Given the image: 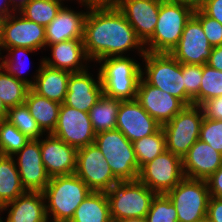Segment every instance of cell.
<instances>
[{
	"instance_id": "obj_1",
	"label": "cell",
	"mask_w": 222,
	"mask_h": 222,
	"mask_svg": "<svg viewBox=\"0 0 222 222\" xmlns=\"http://www.w3.org/2000/svg\"><path fill=\"white\" fill-rule=\"evenodd\" d=\"M83 44L88 58L94 62L107 57L125 56L137 50L139 57L145 47L135 30L116 6L89 8L84 21Z\"/></svg>"
},
{
	"instance_id": "obj_2",
	"label": "cell",
	"mask_w": 222,
	"mask_h": 222,
	"mask_svg": "<svg viewBox=\"0 0 222 222\" xmlns=\"http://www.w3.org/2000/svg\"><path fill=\"white\" fill-rule=\"evenodd\" d=\"M195 7L183 0H160L153 36L144 44L146 52L170 53L179 42Z\"/></svg>"
},
{
	"instance_id": "obj_3",
	"label": "cell",
	"mask_w": 222,
	"mask_h": 222,
	"mask_svg": "<svg viewBox=\"0 0 222 222\" xmlns=\"http://www.w3.org/2000/svg\"><path fill=\"white\" fill-rule=\"evenodd\" d=\"M91 192L76 174L50 178L43 191L49 222H70L78 206Z\"/></svg>"
},
{
	"instance_id": "obj_4",
	"label": "cell",
	"mask_w": 222,
	"mask_h": 222,
	"mask_svg": "<svg viewBox=\"0 0 222 222\" xmlns=\"http://www.w3.org/2000/svg\"><path fill=\"white\" fill-rule=\"evenodd\" d=\"M103 94L121 101L136 99L142 65L133 57H107L98 61Z\"/></svg>"
},
{
	"instance_id": "obj_5",
	"label": "cell",
	"mask_w": 222,
	"mask_h": 222,
	"mask_svg": "<svg viewBox=\"0 0 222 222\" xmlns=\"http://www.w3.org/2000/svg\"><path fill=\"white\" fill-rule=\"evenodd\" d=\"M145 67L141 77L150 85L178 98L185 106L193 105V99L185 92L182 64L170 53L145 52Z\"/></svg>"
},
{
	"instance_id": "obj_6",
	"label": "cell",
	"mask_w": 222,
	"mask_h": 222,
	"mask_svg": "<svg viewBox=\"0 0 222 222\" xmlns=\"http://www.w3.org/2000/svg\"><path fill=\"white\" fill-rule=\"evenodd\" d=\"M94 144L101 150L113 175L119 181L138 180L140 170L133 143L120 130L97 133Z\"/></svg>"
},
{
	"instance_id": "obj_7",
	"label": "cell",
	"mask_w": 222,
	"mask_h": 222,
	"mask_svg": "<svg viewBox=\"0 0 222 222\" xmlns=\"http://www.w3.org/2000/svg\"><path fill=\"white\" fill-rule=\"evenodd\" d=\"M111 218H146L156 193L139 180L119 181L106 192Z\"/></svg>"
},
{
	"instance_id": "obj_8",
	"label": "cell",
	"mask_w": 222,
	"mask_h": 222,
	"mask_svg": "<svg viewBox=\"0 0 222 222\" xmlns=\"http://www.w3.org/2000/svg\"><path fill=\"white\" fill-rule=\"evenodd\" d=\"M166 195L176 208L178 222H205L210 192L206 180L184 177Z\"/></svg>"
},
{
	"instance_id": "obj_9",
	"label": "cell",
	"mask_w": 222,
	"mask_h": 222,
	"mask_svg": "<svg viewBox=\"0 0 222 222\" xmlns=\"http://www.w3.org/2000/svg\"><path fill=\"white\" fill-rule=\"evenodd\" d=\"M203 118L200 106H185L170 122L161 126L165 134L167 151L183 158L199 139Z\"/></svg>"
},
{
	"instance_id": "obj_10",
	"label": "cell",
	"mask_w": 222,
	"mask_h": 222,
	"mask_svg": "<svg viewBox=\"0 0 222 222\" xmlns=\"http://www.w3.org/2000/svg\"><path fill=\"white\" fill-rule=\"evenodd\" d=\"M184 177L182 158L166 150L140 169L138 180L156 194H166Z\"/></svg>"
},
{
	"instance_id": "obj_11",
	"label": "cell",
	"mask_w": 222,
	"mask_h": 222,
	"mask_svg": "<svg viewBox=\"0 0 222 222\" xmlns=\"http://www.w3.org/2000/svg\"><path fill=\"white\" fill-rule=\"evenodd\" d=\"M74 174L95 192H107L119 182L95 144L77 149Z\"/></svg>"
},
{
	"instance_id": "obj_12",
	"label": "cell",
	"mask_w": 222,
	"mask_h": 222,
	"mask_svg": "<svg viewBox=\"0 0 222 222\" xmlns=\"http://www.w3.org/2000/svg\"><path fill=\"white\" fill-rule=\"evenodd\" d=\"M76 149L94 144L89 113L61 104L56 127L51 133Z\"/></svg>"
},
{
	"instance_id": "obj_13",
	"label": "cell",
	"mask_w": 222,
	"mask_h": 222,
	"mask_svg": "<svg viewBox=\"0 0 222 222\" xmlns=\"http://www.w3.org/2000/svg\"><path fill=\"white\" fill-rule=\"evenodd\" d=\"M12 47L46 48L45 27L29 21L18 12L5 18L0 38V53Z\"/></svg>"
},
{
	"instance_id": "obj_14",
	"label": "cell",
	"mask_w": 222,
	"mask_h": 222,
	"mask_svg": "<svg viewBox=\"0 0 222 222\" xmlns=\"http://www.w3.org/2000/svg\"><path fill=\"white\" fill-rule=\"evenodd\" d=\"M212 46L204 34L201 22L193 15L186 23L177 45L170 54L181 64H207Z\"/></svg>"
},
{
	"instance_id": "obj_15",
	"label": "cell",
	"mask_w": 222,
	"mask_h": 222,
	"mask_svg": "<svg viewBox=\"0 0 222 222\" xmlns=\"http://www.w3.org/2000/svg\"><path fill=\"white\" fill-rule=\"evenodd\" d=\"M13 157L23 188L30 192H43L50 177L42 163L40 139L29 140Z\"/></svg>"
},
{
	"instance_id": "obj_16",
	"label": "cell",
	"mask_w": 222,
	"mask_h": 222,
	"mask_svg": "<svg viewBox=\"0 0 222 222\" xmlns=\"http://www.w3.org/2000/svg\"><path fill=\"white\" fill-rule=\"evenodd\" d=\"M161 125L134 100L120 102L116 129L120 130L130 142L156 133Z\"/></svg>"
},
{
	"instance_id": "obj_17",
	"label": "cell",
	"mask_w": 222,
	"mask_h": 222,
	"mask_svg": "<svg viewBox=\"0 0 222 222\" xmlns=\"http://www.w3.org/2000/svg\"><path fill=\"white\" fill-rule=\"evenodd\" d=\"M136 100L161 126L171 121L185 105L171 94L140 78Z\"/></svg>"
},
{
	"instance_id": "obj_18",
	"label": "cell",
	"mask_w": 222,
	"mask_h": 222,
	"mask_svg": "<svg viewBox=\"0 0 222 222\" xmlns=\"http://www.w3.org/2000/svg\"><path fill=\"white\" fill-rule=\"evenodd\" d=\"M44 137L40 138V151L42 163L49 177L74 174L77 149L51 133Z\"/></svg>"
},
{
	"instance_id": "obj_19",
	"label": "cell",
	"mask_w": 222,
	"mask_h": 222,
	"mask_svg": "<svg viewBox=\"0 0 222 222\" xmlns=\"http://www.w3.org/2000/svg\"><path fill=\"white\" fill-rule=\"evenodd\" d=\"M145 44L154 34L160 0H118L115 5Z\"/></svg>"
},
{
	"instance_id": "obj_20",
	"label": "cell",
	"mask_w": 222,
	"mask_h": 222,
	"mask_svg": "<svg viewBox=\"0 0 222 222\" xmlns=\"http://www.w3.org/2000/svg\"><path fill=\"white\" fill-rule=\"evenodd\" d=\"M88 72L86 69L70 74L64 101L65 105L87 113L103 95L100 73L96 80Z\"/></svg>"
},
{
	"instance_id": "obj_21",
	"label": "cell",
	"mask_w": 222,
	"mask_h": 222,
	"mask_svg": "<svg viewBox=\"0 0 222 222\" xmlns=\"http://www.w3.org/2000/svg\"><path fill=\"white\" fill-rule=\"evenodd\" d=\"M186 178L207 180L222 166V154L198 139L182 158Z\"/></svg>"
},
{
	"instance_id": "obj_22",
	"label": "cell",
	"mask_w": 222,
	"mask_h": 222,
	"mask_svg": "<svg viewBox=\"0 0 222 222\" xmlns=\"http://www.w3.org/2000/svg\"><path fill=\"white\" fill-rule=\"evenodd\" d=\"M47 47L52 50V58H42L45 65L70 73L88 69L89 66L87 63L91 60L86 54L83 39L65 40L60 43L48 45Z\"/></svg>"
},
{
	"instance_id": "obj_23",
	"label": "cell",
	"mask_w": 222,
	"mask_h": 222,
	"mask_svg": "<svg viewBox=\"0 0 222 222\" xmlns=\"http://www.w3.org/2000/svg\"><path fill=\"white\" fill-rule=\"evenodd\" d=\"M86 15L87 11H74L63 5L45 27L46 47L65 40L83 39Z\"/></svg>"
},
{
	"instance_id": "obj_24",
	"label": "cell",
	"mask_w": 222,
	"mask_h": 222,
	"mask_svg": "<svg viewBox=\"0 0 222 222\" xmlns=\"http://www.w3.org/2000/svg\"><path fill=\"white\" fill-rule=\"evenodd\" d=\"M1 209L8 211L4 222H49L43 192L26 191Z\"/></svg>"
},
{
	"instance_id": "obj_25",
	"label": "cell",
	"mask_w": 222,
	"mask_h": 222,
	"mask_svg": "<svg viewBox=\"0 0 222 222\" xmlns=\"http://www.w3.org/2000/svg\"><path fill=\"white\" fill-rule=\"evenodd\" d=\"M33 75V85L30 87L35 93L57 103H64L67 93L70 72L49 67L40 61L38 70Z\"/></svg>"
},
{
	"instance_id": "obj_26",
	"label": "cell",
	"mask_w": 222,
	"mask_h": 222,
	"mask_svg": "<svg viewBox=\"0 0 222 222\" xmlns=\"http://www.w3.org/2000/svg\"><path fill=\"white\" fill-rule=\"evenodd\" d=\"M25 104L41 130L47 134L52 133L57 124L61 104L35 93L31 88Z\"/></svg>"
},
{
	"instance_id": "obj_27",
	"label": "cell",
	"mask_w": 222,
	"mask_h": 222,
	"mask_svg": "<svg viewBox=\"0 0 222 222\" xmlns=\"http://www.w3.org/2000/svg\"><path fill=\"white\" fill-rule=\"evenodd\" d=\"M111 220L106 192L92 191L78 206L70 222H110Z\"/></svg>"
},
{
	"instance_id": "obj_28",
	"label": "cell",
	"mask_w": 222,
	"mask_h": 222,
	"mask_svg": "<svg viewBox=\"0 0 222 222\" xmlns=\"http://www.w3.org/2000/svg\"><path fill=\"white\" fill-rule=\"evenodd\" d=\"M25 192L15 158L0 155V207L12 202Z\"/></svg>"
},
{
	"instance_id": "obj_29",
	"label": "cell",
	"mask_w": 222,
	"mask_h": 222,
	"mask_svg": "<svg viewBox=\"0 0 222 222\" xmlns=\"http://www.w3.org/2000/svg\"><path fill=\"white\" fill-rule=\"evenodd\" d=\"M121 100L102 95L89 111L94 132L116 129V121Z\"/></svg>"
},
{
	"instance_id": "obj_30",
	"label": "cell",
	"mask_w": 222,
	"mask_h": 222,
	"mask_svg": "<svg viewBox=\"0 0 222 222\" xmlns=\"http://www.w3.org/2000/svg\"><path fill=\"white\" fill-rule=\"evenodd\" d=\"M30 86L0 66V99L7 109L25 104Z\"/></svg>"
},
{
	"instance_id": "obj_31",
	"label": "cell",
	"mask_w": 222,
	"mask_h": 222,
	"mask_svg": "<svg viewBox=\"0 0 222 222\" xmlns=\"http://www.w3.org/2000/svg\"><path fill=\"white\" fill-rule=\"evenodd\" d=\"M64 5L63 0H30L18 13L46 27Z\"/></svg>"
},
{
	"instance_id": "obj_32",
	"label": "cell",
	"mask_w": 222,
	"mask_h": 222,
	"mask_svg": "<svg viewBox=\"0 0 222 222\" xmlns=\"http://www.w3.org/2000/svg\"><path fill=\"white\" fill-rule=\"evenodd\" d=\"M133 143V148L138 161L139 170L166 149L165 134L162 127L154 134L138 139Z\"/></svg>"
},
{
	"instance_id": "obj_33",
	"label": "cell",
	"mask_w": 222,
	"mask_h": 222,
	"mask_svg": "<svg viewBox=\"0 0 222 222\" xmlns=\"http://www.w3.org/2000/svg\"><path fill=\"white\" fill-rule=\"evenodd\" d=\"M6 119L30 140H38L43 134L45 135L37 121L30 114L26 104L9 108Z\"/></svg>"
},
{
	"instance_id": "obj_34",
	"label": "cell",
	"mask_w": 222,
	"mask_h": 222,
	"mask_svg": "<svg viewBox=\"0 0 222 222\" xmlns=\"http://www.w3.org/2000/svg\"><path fill=\"white\" fill-rule=\"evenodd\" d=\"M29 140L7 119L0 121V155L13 157Z\"/></svg>"
},
{
	"instance_id": "obj_35",
	"label": "cell",
	"mask_w": 222,
	"mask_h": 222,
	"mask_svg": "<svg viewBox=\"0 0 222 222\" xmlns=\"http://www.w3.org/2000/svg\"><path fill=\"white\" fill-rule=\"evenodd\" d=\"M4 51H7L8 53L5 56H3L2 54L0 55V61H1L0 66L8 74L13 75L16 79L25 82L31 87L33 85V80H31L30 78L28 79L27 77H24V75L22 77V74H24L23 70H25V67H26V65L25 67L23 66L25 64L23 63L24 62L23 57L28 55V52L35 53L37 52V50L31 49V48H23V47H12V48H7Z\"/></svg>"
},
{
	"instance_id": "obj_36",
	"label": "cell",
	"mask_w": 222,
	"mask_h": 222,
	"mask_svg": "<svg viewBox=\"0 0 222 222\" xmlns=\"http://www.w3.org/2000/svg\"><path fill=\"white\" fill-rule=\"evenodd\" d=\"M222 96V71L202 65V80L199 89V106L207 101Z\"/></svg>"
},
{
	"instance_id": "obj_37",
	"label": "cell",
	"mask_w": 222,
	"mask_h": 222,
	"mask_svg": "<svg viewBox=\"0 0 222 222\" xmlns=\"http://www.w3.org/2000/svg\"><path fill=\"white\" fill-rule=\"evenodd\" d=\"M146 222H178L176 208L166 194L155 195Z\"/></svg>"
},
{
	"instance_id": "obj_38",
	"label": "cell",
	"mask_w": 222,
	"mask_h": 222,
	"mask_svg": "<svg viewBox=\"0 0 222 222\" xmlns=\"http://www.w3.org/2000/svg\"><path fill=\"white\" fill-rule=\"evenodd\" d=\"M185 92L193 99V105L199 106V89L202 80V65L182 64Z\"/></svg>"
},
{
	"instance_id": "obj_39",
	"label": "cell",
	"mask_w": 222,
	"mask_h": 222,
	"mask_svg": "<svg viewBox=\"0 0 222 222\" xmlns=\"http://www.w3.org/2000/svg\"><path fill=\"white\" fill-rule=\"evenodd\" d=\"M199 139L222 154V120L203 118Z\"/></svg>"
},
{
	"instance_id": "obj_40",
	"label": "cell",
	"mask_w": 222,
	"mask_h": 222,
	"mask_svg": "<svg viewBox=\"0 0 222 222\" xmlns=\"http://www.w3.org/2000/svg\"><path fill=\"white\" fill-rule=\"evenodd\" d=\"M194 16L201 22L204 34L212 47L222 45V25L207 16L199 7L195 8Z\"/></svg>"
},
{
	"instance_id": "obj_41",
	"label": "cell",
	"mask_w": 222,
	"mask_h": 222,
	"mask_svg": "<svg viewBox=\"0 0 222 222\" xmlns=\"http://www.w3.org/2000/svg\"><path fill=\"white\" fill-rule=\"evenodd\" d=\"M200 107L202 108L205 118L222 120V96L208 99L203 102Z\"/></svg>"
},
{
	"instance_id": "obj_42",
	"label": "cell",
	"mask_w": 222,
	"mask_h": 222,
	"mask_svg": "<svg viewBox=\"0 0 222 222\" xmlns=\"http://www.w3.org/2000/svg\"><path fill=\"white\" fill-rule=\"evenodd\" d=\"M205 222H222V198L210 197Z\"/></svg>"
},
{
	"instance_id": "obj_43",
	"label": "cell",
	"mask_w": 222,
	"mask_h": 222,
	"mask_svg": "<svg viewBox=\"0 0 222 222\" xmlns=\"http://www.w3.org/2000/svg\"><path fill=\"white\" fill-rule=\"evenodd\" d=\"M199 8L222 25V0H206Z\"/></svg>"
},
{
	"instance_id": "obj_44",
	"label": "cell",
	"mask_w": 222,
	"mask_h": 222,
	"mask_svg": "<svg viewBox=\"0 0 222 222\" xmlns=\"http://www.w3.org/2000/svg\"><path fill=\"white\" fill-rule=\"evenodd\" d=\"M210 196L222 198V166L207 180Z\"/></svg>"
},
{
	"instance_id": "obj_45",
	"label": "cell",
	"mask_w": 222,
	"mask_h": 222,
	"mask_svg": "<svg viewBox=\"0 0 222 222\" xmlns=\"http://www.w3.org/2000/svg\"><path fill=\"white\" fill-rule=\"evenodd\" d=\"M207 64L216 70L222 71V45L212 47L210 59Z\"/></svg>"
},
{
	"instance_id": "obj_46",
	"label": "cell",
	"mask_w": 222,
	"mask_h": 222,
	"mask_svg": "<svg viewBox=\"0 0 222 222\" xmlns=\"http://www.w3.org/2000/svg\"><path fill=\"white\" fill-rule=\"evenodd\" d=\"M13 13H15V11L12 9L10 1L0 0V14L4 15L5 17H8Z\"/></svg>"
},
{
	"instance_id": "obj_47",
	"label": "cell",
	"mask_w": 222,
	"mask_h": 222,
	"mask_svg": "<svg viewBox=\"0 0 222 222\" xmlns=\"http://www.w3.org/2000/svg\"><path fill=\"white\" fill-rule=\"evenodd\" d=\"M118 0H88V7L95 6H115Z\"/></svg>"
},
{
	"instance_id": "obj_48",
	"label": "cell",
	"mask_w": 222,
	"mask_h": 222,
	"mask_svg": "<svg viewBox=\"0 0 222 222\" xmlns=\"http://www.w3.org/2000/svg\"><path fill=\"white\" fill-rule=\"evenodd\" d=\"M12 9L19 12L30 0H9Z\"/></svg>"
},
{
	"instance_id": "obj_49",
	"label": "cell",
	"mask_w": 222,
	"mask_h": 222,
	"mask_svg": "<svg viewBox=\"0 0 222 222\" xmlns=\"http://www.w3.org/2000/svg\"><path fill=\"white\" fill-rule=\"evenodd\" d=\"M7 114H8V109L0 99V121L5 120L7 118Z\"/></svg>"
},
{
	"instance_id": "obj_50",
	"label": "cell",
	"mask_w": 222,
	"mask_h": 222,
	"mask_svg": "<svg viewBox=\"0 0 222 222\" xmlns=\"http://www.w3.org/2000/svg\"><path fill=\"white\" fill-rule=\"evenodd\" d=\"M183 1L197 8L200 7L206 0H183Z\"/></svg>"
},
{
	"instance_id": "obj_51",
	"label": "cell",
	"mask_w": 222,
	"mask_h": 222,
	"mask_svg": "<svg viewBox=\"0 0 222 222\" xmlns=\"http://www.w3.org/2000/svg\"><path fill=\"white\" fill-rule=\"evenodd\" d=\"M119 222H146V218H127Z\"/></svg>"
},
{
	"instance_id": "obj_52",
	"label": "cell",
	"mask_w": 222,
	"mask_h": 222,
	"mask_svg": "<svg viewBox=\"0 0 222 222\" xmlns=\"http://www.w3.org/2000/svg\"><path fill=\"white\" fill-rule=\"evenodd\" d=\"M5 16L0 14V38H1V35H2V32H3V24H4V21H5Z\"/></svg>"
},
{
	"instance_id": "obj_53",
	"label": "cell",
	"mask_w": 222,
	"mask_h": 222,
	"mask_svg": "<svg viewBox=\"0 0 222 222\" xmlns=\"http://www.w3.org/2000/svg\"><path fill=\"white\" fill-rule=\"evenodd\" d=\"M65 2V0H63ZM67 1V0H66ZM70 1V0H69ZM72 1V0H71ZM78 1V3H81L80 5L84 6L85 7V10H88L89 7H88V0H76ZM87 8V9H86Z\"/></svg>"
},
{
	"instance_id": "obj_54",
	"label": "cell",
	"mask_w": 222,
	"mask_h": 222,
	"mask_svg": "<svg viewBox=\"0 0 222 222\" xmlns=\"http://www.w3.org/2000/svg\"><path fill=\"white\" fill-rule=\"evenodd\" d=\"M1 212L3 213V211H2V209H1V207H0V213H1ZM2 219H3V217L0 216V222H4Z\"/></svg>"
}]
</instances>
